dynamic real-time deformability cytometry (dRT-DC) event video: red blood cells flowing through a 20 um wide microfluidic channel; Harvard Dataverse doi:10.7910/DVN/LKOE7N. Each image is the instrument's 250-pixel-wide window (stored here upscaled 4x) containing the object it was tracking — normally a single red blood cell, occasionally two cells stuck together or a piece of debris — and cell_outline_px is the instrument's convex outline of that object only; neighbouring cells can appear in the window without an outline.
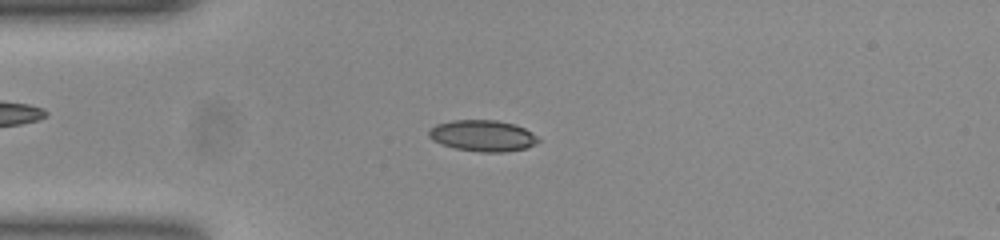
{"species": "common noctule bat (a hibernating species)", "species_latin": "Nyctalus noctula", "temperature_condition": "room temperature", "stored_images_in_passage": 46, "camera_frame_rate_fps": 3000, "um_per_image_px": 0.085, "animal": {"sex": "female", "body_mass_g": 23.0, "forearm_length_mm": 53.4}, "frame": {"image": 1, "passage_image": 7, "time_ms": 2.0, "image_size_px": [1000, 240], "cell_outline_px": [[540, 140], [536, 144], [524, 148], [504, 152], [480, 152], [456, 148], [440, 144], [432, 140], [428, 136], [428, 132], [436, 124], [452, 120], [496, 120], [516, 124], [532, 132]], "centroid_in_image_um": [41.03, 11.53], "position_along_channel_um": 44.0, "area_um2": 19.94}}
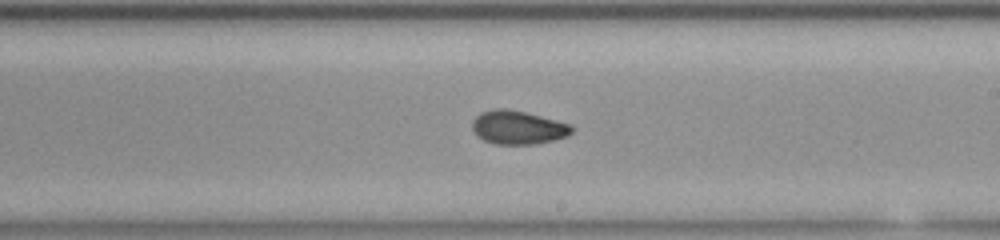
{"frame": {"image": 2, "passage_image": 24, "time_ms": 7.667, "image_size_px": [1000, 240], "cell_outline_px": [[572, 132], [568, 136], [552, 140], [532, 144], [496, 144], [484, 140], [472, 128], [472, 120], [480, 112], [496, 108], [508, 108], [572, 124]], "centroid_in_image_um": [44.02, 10.82], "position_along_channel_um": 245.0, "area_um2": 19.31}}
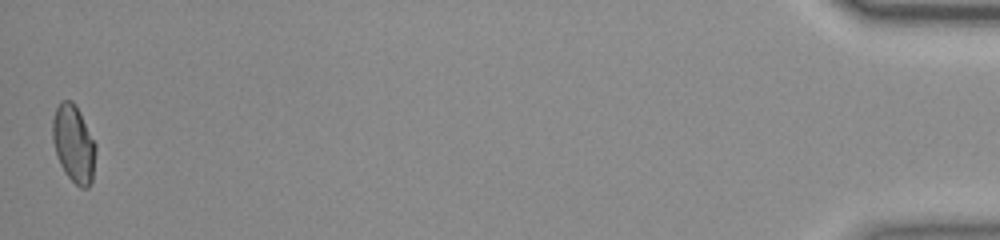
{"frame": {"image": 3, "passage_image": 46, "time_ms": 15.0, "image_size_px": [1000, 240], "cell_outline_px": [[96, 152], [92, 180], [88, 188], [80, 188], [64, 172], [60, 164], [52, 140], [52, 120], [56, 108], [60, 100], [72, 100], [80, 112], [96, 144]], "centroid_in_image_um": [6.26, 12.21], "position_along_channel_um": 428.9, "area_um2": 19.54}, "authors_computed_cell_mechanics": {"area_um2": 19.1607, "velocity_mm_per_s": 3.8586, "shape_relaxation_time_tau1_ms": null, "shape_relaxation_time_tau2_ms": 2.1237, "deformation_change_tau1": null, "deformation_change_tau2": 0.0654}}